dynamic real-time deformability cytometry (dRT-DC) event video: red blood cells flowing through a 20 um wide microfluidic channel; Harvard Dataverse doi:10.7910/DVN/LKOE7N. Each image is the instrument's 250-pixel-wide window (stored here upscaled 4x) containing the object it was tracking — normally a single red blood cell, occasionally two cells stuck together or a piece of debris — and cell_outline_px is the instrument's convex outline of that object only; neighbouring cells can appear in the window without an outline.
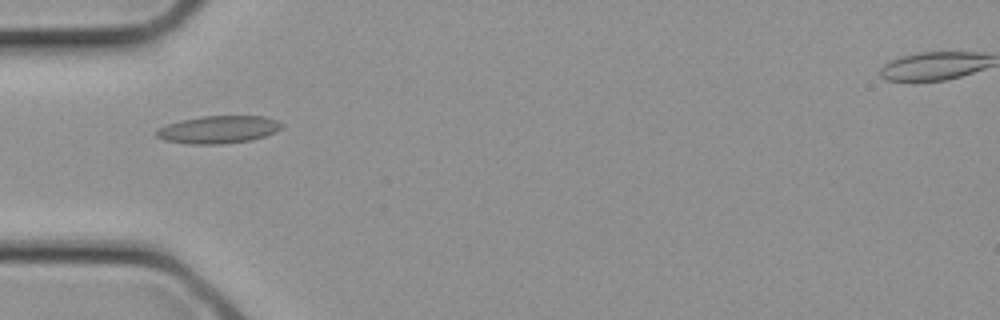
{"species": "common noctule bat (a hibernating species)", "species_latin": "Nyctalus noctula", "temperature_condition": "cold", "stored_images_in_passage": 1, "camera_frame_rate_fps": 3000, "um_per_image_px": 0.085, "animal": {"sex": "female", "body_mass_g": 21.9}, "frame": {"image": 1, "passage_image": 1, "time_ms": 0.0, "image_size_px": [1000, 320], "cell_outline_px": [[284, 124], [276, 132], [252, 140], [220, 144], [188, 144], [164, 140], [156, 136], [156, 128], [180, 120], [204, 116], [264, 116], [276, 120]], "centroid_in_image_um": [18.55, 11.01], "position_along_channel_um": 66.5, "area_um2": 20.17}}